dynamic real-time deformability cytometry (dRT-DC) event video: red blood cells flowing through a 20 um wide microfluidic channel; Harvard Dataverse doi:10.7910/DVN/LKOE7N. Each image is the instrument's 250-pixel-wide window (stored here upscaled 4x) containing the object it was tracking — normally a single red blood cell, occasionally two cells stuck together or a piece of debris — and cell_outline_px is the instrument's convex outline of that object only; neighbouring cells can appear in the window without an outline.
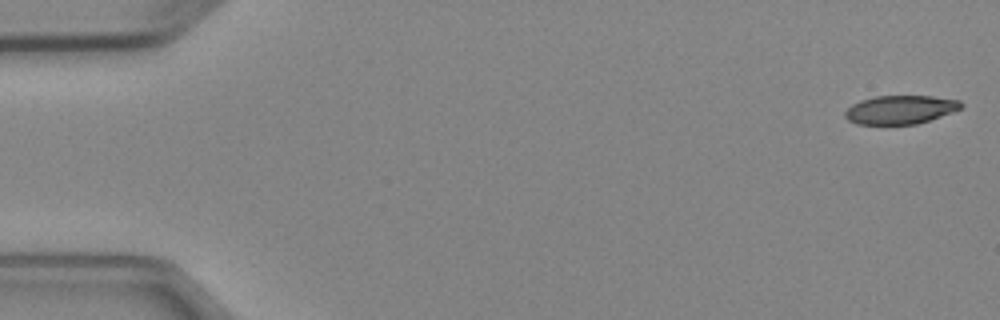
{"species": "Egyptian fruit bat (a non-hibernating species)", "species_latin": "Rousettus aegyptiacus", "temperature_condition": "cold", "stored_images_in_passage": 5, "camera_frame_rate_fps": 3000, "um_per_image_px": 0.085, "animal": {"sex": "female"}, "frame": {"image": 1, "passage_image": 1, "time_ms": 0.0, "image_size_px": [1000, 320], "cell_outline_px": [[964, 104], [960, 108], [952, 112], [916, 124], [856, 124], [848, 120], [844, 116], [844, 112], [852, 104], [860, 100], [876, 96], [932, 96], [960, 100]], "centroid_in_image_um": [76.5, 9.31], "position_along_channel_um": 8.5, "area_um2": 19.25}}
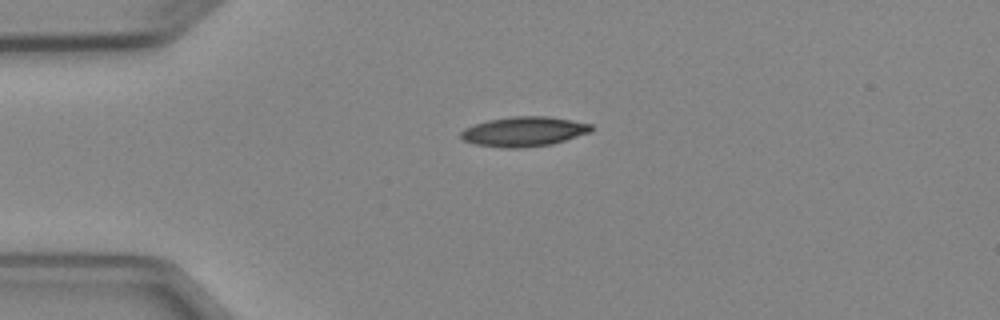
{"frame": {"image": 2, "passage_image": 4, "time_ms": 3.667, "image_size_px": [1000, 320], "cell_outline_px": [[592, 132], [552, 144], [520, 148], [508, 148], [476, 144], [464, 140], [460, 136], [460, 132], [464, 128], [488, 120], [512, 116], [548, 116], [572, 120], [592, 124]], "centroid_in_image_um": [44.56, 11.17], "position_along_channel_um": 40.4, "area_um2": 22.54}}